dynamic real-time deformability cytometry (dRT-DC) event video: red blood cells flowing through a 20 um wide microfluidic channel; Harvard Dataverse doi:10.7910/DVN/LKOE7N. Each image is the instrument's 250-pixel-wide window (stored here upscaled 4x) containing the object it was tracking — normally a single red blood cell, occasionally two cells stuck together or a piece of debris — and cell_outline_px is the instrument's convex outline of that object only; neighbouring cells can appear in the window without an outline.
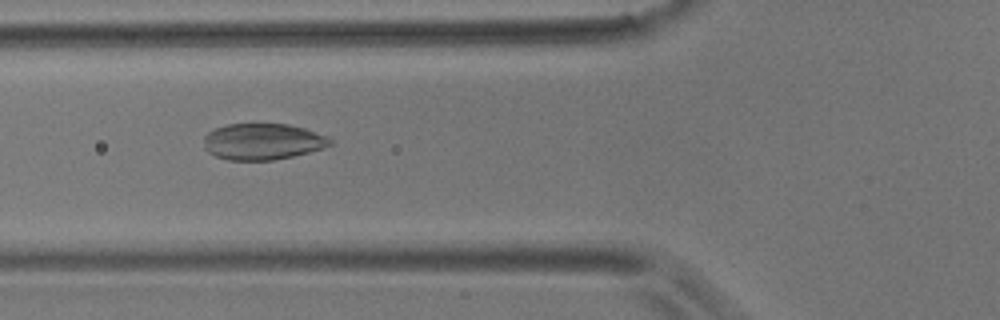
{"species": "common noctule bat (a hibernating species)", "species_latin": "Nyctalus noctula", "temperature_condition": "room temperature", "stored_images_in_passage": 21, "camera_frame_rate_fps": 3000, "um_per_image_px": 0.085, "animal": {"sex": "male", "body_mass_g": 17.9}, "frame": {"image": 1, "passage_image": 8, "time_ms": 2.333, "image_size_px": [1000, 320], "cell_outline_px": [[332, 144], [308, 152], [292, 156], [272, 160], [228, 160], [216, 156], [208, 152], [204, 148], [204, 136], [208, 132], [216, 128], [228, 124], [288, 124], [304, 128], [328, 136], [332, 140]], "centroid_in_image_um": [22.3, 12.03], "position_along_channel_um": 103.5, "area_um2": 26.59}}
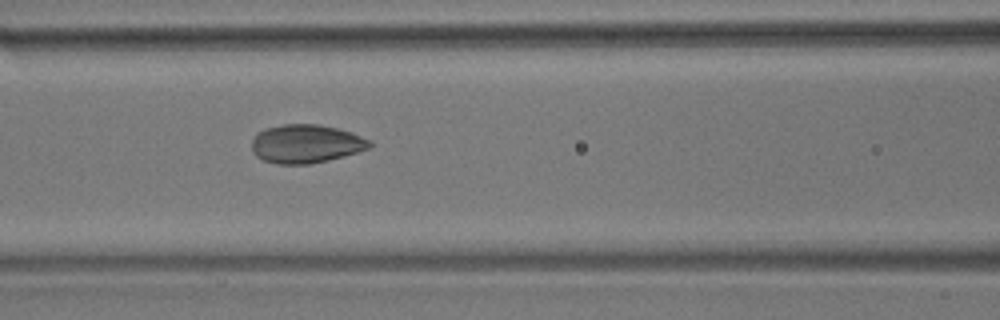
{"frame": {"image": 2, "passage_image": 11, "time_ms": 3.333, "image_size_px": [1000, 320], "cell_outline_px": [[372, 144], [368, 148], [356, 152], [328, 160], [308, 164], [276, 164], [264, 160], [256, 156], [252, 152], [252, 136], [256, 132], [264, 128], [284, 124], [320, 124], [352, 132], [372, 140]], "centroid_in_image_um": [25.97, 12.21], "position_along_channel_um": 140.6, "area_um2": 26.65}}
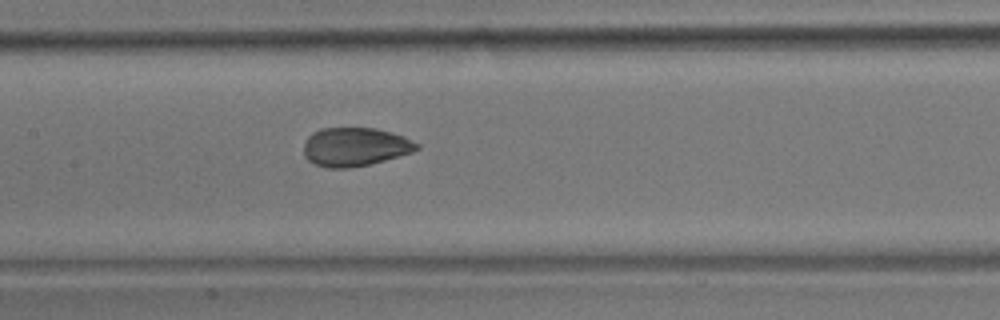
{"frame": {"image": 3, "passage_image": 14, "time_ms": 4.333, "image_size_px": [1000, 320], "cell_outline_px": [[420, 148], [412, 152], [384, 160], [368, 164], [348, 168], [328, 168], [316, 164], [308, 160], [304, 156], [304, 144], [308, 136], [312, 132], [320, 128], [376, 128], [392, 132], [404, 136], [420, 144]], "centroid_in_image_um": [30.18, 12.47], "position_along_channel_um": 177.2, "area_um2": 25.49}}